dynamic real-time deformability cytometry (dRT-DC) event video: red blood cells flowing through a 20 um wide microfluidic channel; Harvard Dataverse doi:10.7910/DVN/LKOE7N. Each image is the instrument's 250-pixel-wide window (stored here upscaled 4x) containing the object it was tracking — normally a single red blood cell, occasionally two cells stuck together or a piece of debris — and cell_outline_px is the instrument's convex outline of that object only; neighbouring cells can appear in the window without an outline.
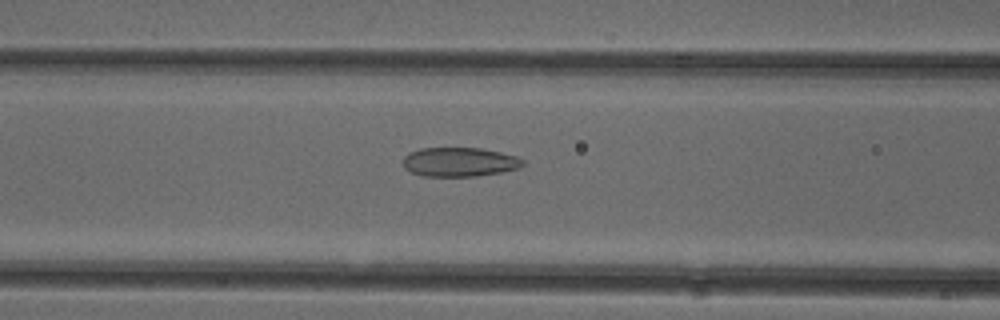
{"species": "common noctule bat (a hibernating species)", "species_latin": "Nyctalus noctula", "temperature_condition": "cold", "stored_images_in_passage": 52, "camera_frame_rate_fps": 3000, "um_per_image_px": 0.085, "animal": {"sex": "female"}, "frame": {"image": 1, "passage_image": 21, "time_ms": 6.667, "image_size_px": [1000, 320], "cell_outline_px": [[524, 164], [520, 168], [500, 172], [476, 176], [424, 176], [412, 172], [404, 168], [404, 156], [408, 152], [420, 148], [480, 148], [500, 152], [516, 156], [524, 160]], "centroid_in_image_um": [39.05, 13.76], "position_along_channel_um": 127.5, "area_um2": 20.35}}
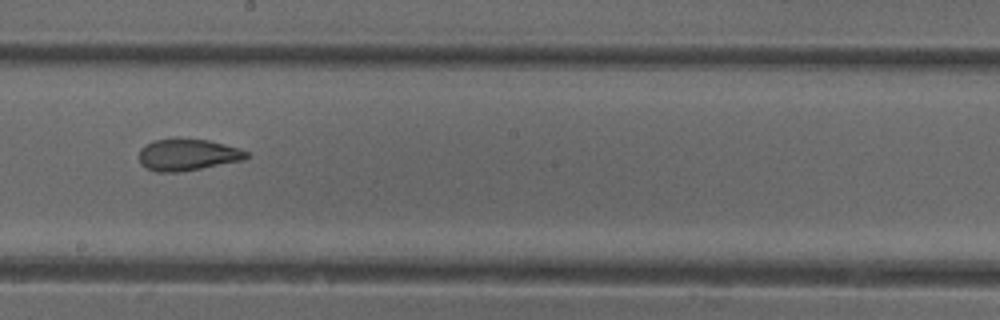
{"frame": {"image": 2, "passage_image": 29, "time_ms": 9.333, "image_size_px": [1000, 320], "cell_outline_px": [[252, 156], [244, 160], [200, 168], [176, 172], [156, 172], [140, 164], [140, 148], [152, 140], [208, 140], [240, 148], [248, 152]], "centroid_in_image_um": [15.98, 13.17], "position_along_channel_um": 232.2, "area_um2": 19.48}}
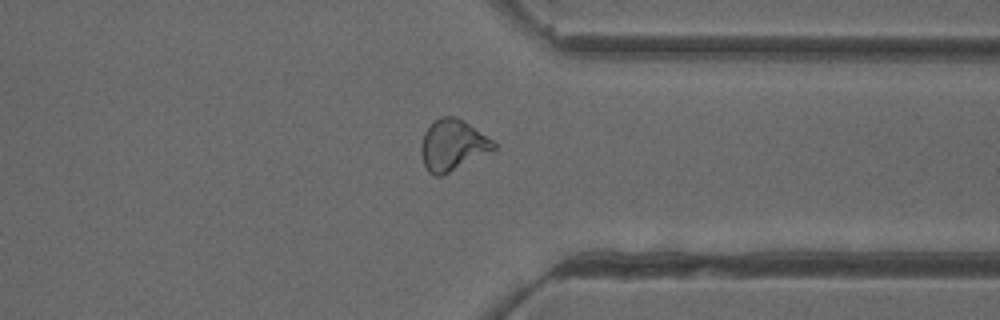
{"frame": {"image": 3, "passage_image": 40, "time_ms": 13.0, "image_size_px": [1000, 320], "cell_outline_px": [[496, 148], [440, 176], [436, 176], [428, 172], [424, 164], [420, 152], [420, 144], [424, 132], [440, 116], [456, 116], [464, 120], [492, 140], [496, 144]], "centroid_in_image_um": [38.43, 12.31], "position_along_channel_um": 373.0, "area_um2": 21.15}, "authors_computed_cell_mechanics": {"area_um2": 21.7039, "velocity_mm_per_s": 3.9202, "shape_relaxation_time_tau1_ms": null, "shape_relaxation_time_tau2_ms": 1.5773, "deformation_change_tau1": null, "deformation_change_tau2": 0.0899}}